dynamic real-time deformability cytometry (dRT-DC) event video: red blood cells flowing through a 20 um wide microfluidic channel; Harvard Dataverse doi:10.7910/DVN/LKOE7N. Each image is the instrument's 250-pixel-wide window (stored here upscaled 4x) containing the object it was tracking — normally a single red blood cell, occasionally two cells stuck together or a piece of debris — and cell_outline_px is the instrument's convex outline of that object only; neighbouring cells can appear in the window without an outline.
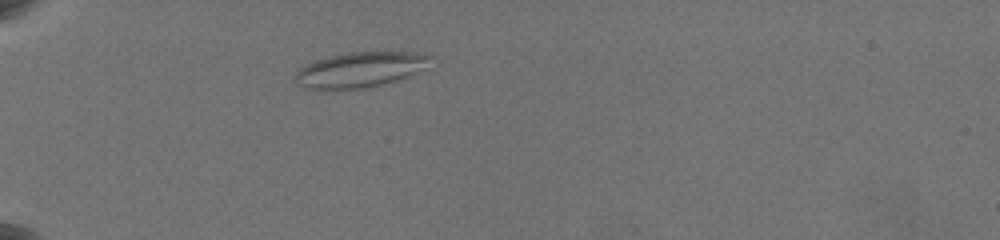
{"species": "common noctule bat (a hibernating species)", "species_latin": "Nyctalus noctula", "temperature_condition": "warm", "stored_images_in_passage": 8, "camera_frame_rate_fps": 3000, "um_per_image_px": 0.085, "animal": {"sex": "female", "body_mass_g": 19.5, "forearm_length_mm": 54.1}, "frame": {"image": 1, "passage_image": 5, "time_ms": 3.333, "image_size_px": [1000, 240], "cell_outline_px": [[432, 56], [424, 68], [396, 80], [364, 88], [304, 88], [296, 80], [296, 72], [300, 68], [316, 60], [328, 56], [352, 52], [412, 52]], "centroid_in_image_um": [30.59, 5.9], "position_along_channel_um": 54.4, "area_um2": 26.82}}